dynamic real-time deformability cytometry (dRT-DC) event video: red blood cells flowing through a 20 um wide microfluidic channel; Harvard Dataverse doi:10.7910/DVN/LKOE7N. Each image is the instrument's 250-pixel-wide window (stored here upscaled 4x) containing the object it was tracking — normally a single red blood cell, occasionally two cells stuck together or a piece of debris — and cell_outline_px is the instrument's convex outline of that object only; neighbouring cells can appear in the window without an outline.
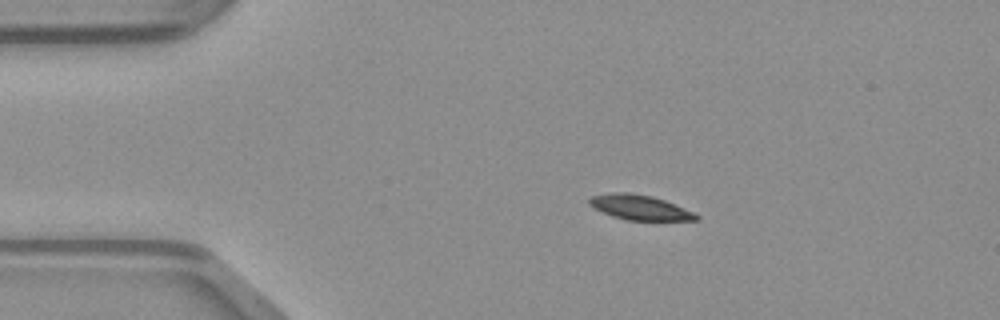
{"species": "common noctule bat (a hibernating species)", "species_latin": "Nyctalus noctula", "temperature_condition": "warm", "stored_images_in_passage": 49, "camera_frame_rate_fps": 3000, "um_per_image_px": 0.085, "animal": {"sex": "male", "body_mass_g": 23.1, "forearm_length_mm": 52.7}, "frame": {"image": 1, "passage_image": 9, "time_ms": 2.667, "image_size_px": [1000, 320], "cell_outline_px": [[700, 220], [628, 220], [612, 216], [592, 208], [588, 204], [588, 200], [592, 196], [612, 192], [628, 192], [652, 196], [664, 200], [692, 212], [700, 216]], "centroid_in_image_um": [54.33, 17.63], "position_along_channel_um": 30.7, "area_um2": 15.43}}
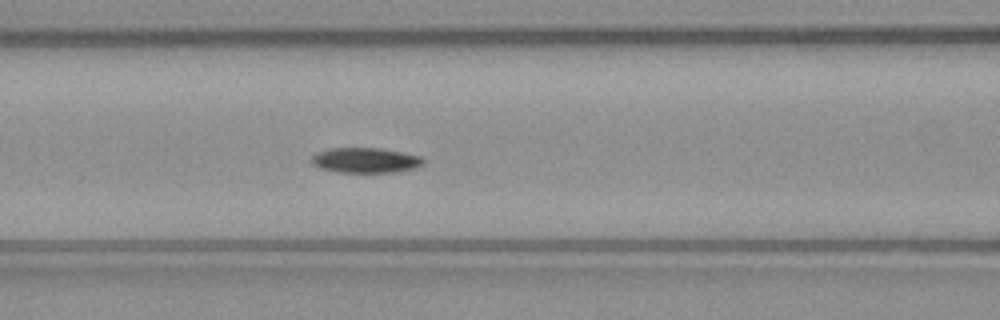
{"frame": {"image": 2, "passage_image": 20, "time_ms": 6.333, "image_size_px": [1000, 320], "cell_outline_px": [[424, 164], [416, 168], [396, 172], [336, 172], [320, 168], [312, 164], [308, 160], [316, 152], [328, 148], [380, 148], [404, 152], [420, 156], [424, 160]], "centroid_in_image_um": [31.04, 13.62], "position_along_channel_um": 135.6, "area_um2": 16.65}}
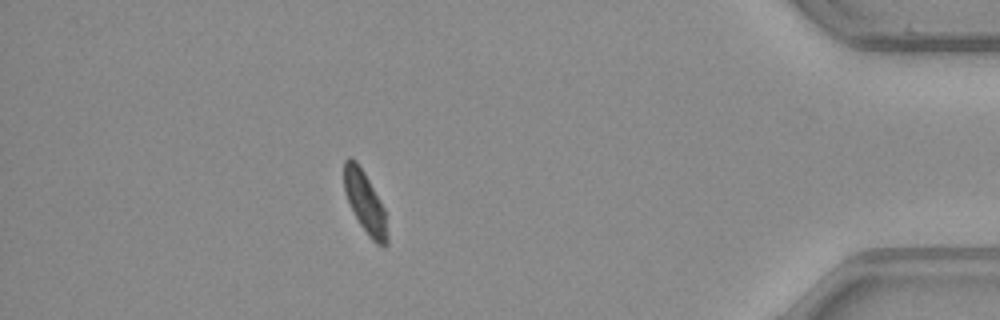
{"frame": {"image": 3, "passage_image": 43, "time_ms": 14.0, "image_size_px": [1000, 320], "cell_outline_px": [[388, 244], [376, 244], [368, 236], [360, 224], [344, 192], [344, 160], [348, 156], [356, 160], [364, 172], [380, 200], [384, 208], [388, 236]], "centroid_in_image_um": [31.02, 17.18], "position_along_channel_um": 404.2, "area_um2": 15.26}}